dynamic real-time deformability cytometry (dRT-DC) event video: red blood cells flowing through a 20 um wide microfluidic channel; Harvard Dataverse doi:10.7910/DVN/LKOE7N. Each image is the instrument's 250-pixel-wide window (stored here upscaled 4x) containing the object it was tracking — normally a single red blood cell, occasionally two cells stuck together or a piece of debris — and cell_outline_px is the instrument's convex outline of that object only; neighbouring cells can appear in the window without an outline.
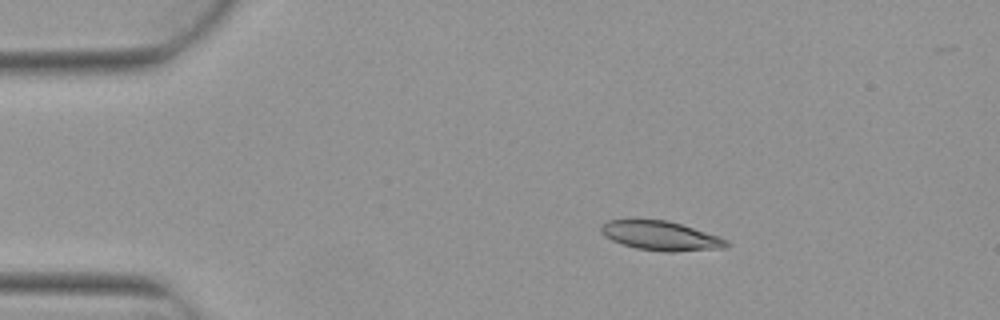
{"species": "Egyptian fruit bat (a non-hibernating species)", "species_latin": "Rousettus aegyptiacus", "temperature_condition": "warm", "stored_images_in_passage": 3, "camera_frame_rate_fps": 3000, "um_per_image_px": 0.085, "animal": {"sex": "female"}, "frame": {"image": 1, "passage_image": 2, "time_ms": 0.333, "image_size_px": [1000, 320], "cell_outline_px": [[732, 244], [724, 248], [672, 252], [664, 252], [636, 248], [612, 240], [604, 236], [600, 232], [600, 224], [608, 220], [668, 220], [720, 236], [728, 240]], "centroid_in_image_um": [56.19, 20.04], "position_along_channel_um": 28.8, "area_um2": 21.5}}